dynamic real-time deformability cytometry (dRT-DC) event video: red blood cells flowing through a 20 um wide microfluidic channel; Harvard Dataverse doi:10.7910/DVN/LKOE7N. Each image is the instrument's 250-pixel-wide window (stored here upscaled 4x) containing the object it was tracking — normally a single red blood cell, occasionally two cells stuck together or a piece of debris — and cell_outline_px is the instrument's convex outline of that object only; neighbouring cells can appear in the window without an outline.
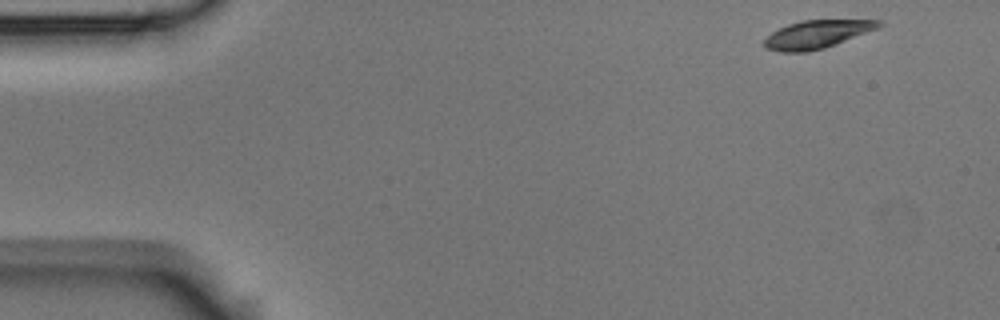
{"species": "Egyptian fruit bat (a non-hibernating species)", "species_latin": "Rousettus aegyptiacus", "temperature_condition": "room temperature", "stored_images_in_passage": 3, "camera_frame_rate_fps": 3000, "um_per_image_px": 0.085, "animal": {"sex": "male"}, "frame": {"image": 1, "passage_image": 1, "time_ms": 0.0, "image_size_px": [1000, 320], "cell_outline_px": [[884, 24], [876, 28], [824, 48], [808, 52], [780, 52], [768, 48], [764, 44], [764, 40], [772, 32], [788, 24], [800, 20], [880, 20]], "centroid_in_image_um": [69.4, 2.91], "position_along_channel_um": 15.6, "area_um2": 18.32}}
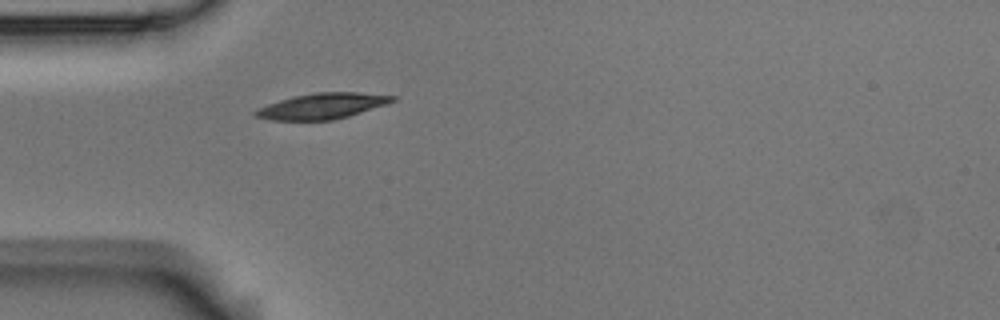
{"frame": {"image": 2, "passage_image": 3, "time_ms": 0.667, "image_size_px": [1000, 320], "cell_outline_px": [[396, 100], [348, 116], [332, 120], [272, 120], [252, 116], [252, 112], [268, 104], [292, 96], [316, 92], [356, 92], [396, 96]], "centroid_in_image_um": [27.33, 9.01], "position_along_channel_um": 57.7, "area_um2": 20.29}}